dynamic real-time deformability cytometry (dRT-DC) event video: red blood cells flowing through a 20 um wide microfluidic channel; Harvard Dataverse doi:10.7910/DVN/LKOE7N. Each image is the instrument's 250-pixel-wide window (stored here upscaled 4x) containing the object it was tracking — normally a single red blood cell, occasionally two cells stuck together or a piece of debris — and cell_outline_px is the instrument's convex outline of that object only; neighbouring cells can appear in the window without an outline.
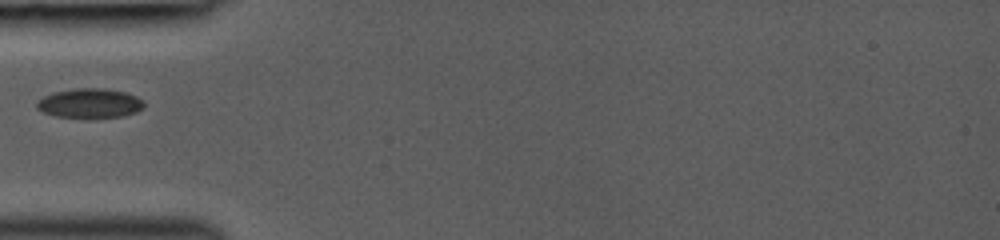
{"species": "common noctule bat (a hibernating species)", "species_latin": "Nyctalus noctula", "temperature_condition": "room temperature", "stored_images_in_passage": 34, "camera_frame_rate_fps": 3000, "um_per_image_px": 0.085, "animal": {"sex": "female", "body_mass_g": 19.0, "forearm_length_mm": 53.3}, "frame": {"image": 1, "passage_image": 1, "time_ms": 0.0, "image_size_px": [1000, 240], "cell_outline_px": [[144, 108], [136, 112], [124, 116], [56, 116], [44, 112], [36, 108], [36, 100], [44, 96], [56, 92], [76, 88], [104, 88], [124, 92], [136, 96], [144, 100]], "centroid_in_image_um": [7.65, 8.75], "position_along_channel_um": 77.3, "area_um2": 18.03}}
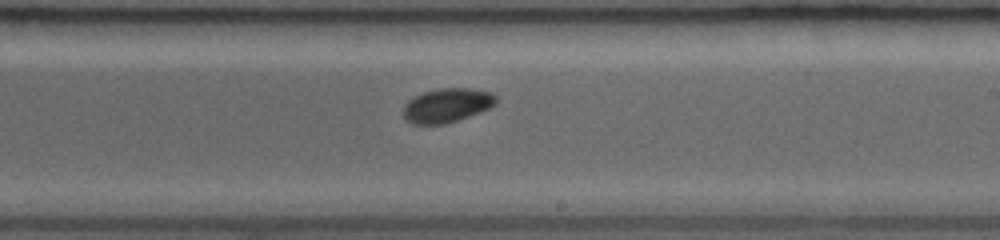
{"frame": {"image": 2, "passage_image": 15, "time_ms": 4.0, "image_size_px": [1000, 240], "cell_outline_px": [[496, 104], [480, 112], [444, 124], [412, 124], [404, 116], [404, 104], [408, 100], [424, 92], [436, 88], [472, 88], [492, 92], [496, 96]], "centroid_in_image_um": [38.0, 8.93], "position_along_channel_um": 251.0, "area_um2": 18.32}}
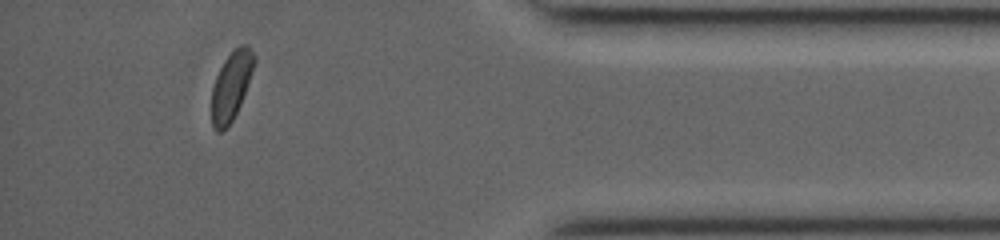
{"frame": {"image": 3, "passage_image": 28, "time_ms": 8.333, "image_size_px": [1000, 240], "cell_outline_px": [[256, 60], [248, 84], [240, 104], [232, 120], [220, 132], [216, 132], [212, 128], [212, 88], [216, 76], [224, 60], [240, 44], [248, 44], [256, 56]], "centroid_in_image_um": [19.66, 7.27], "position_along_channel_um": 415.5, "area_um2": 16.82}}